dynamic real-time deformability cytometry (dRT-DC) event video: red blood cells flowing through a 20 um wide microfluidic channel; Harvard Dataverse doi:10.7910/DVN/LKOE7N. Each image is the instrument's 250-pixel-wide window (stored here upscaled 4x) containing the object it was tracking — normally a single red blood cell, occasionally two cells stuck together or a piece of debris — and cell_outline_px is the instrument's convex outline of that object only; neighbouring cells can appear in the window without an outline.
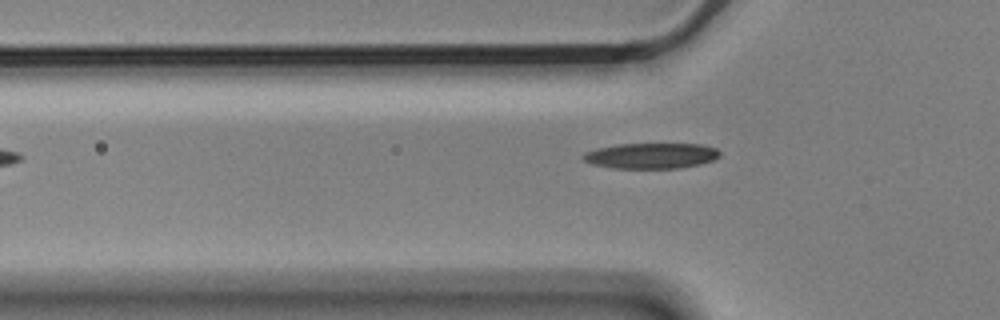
{"species": "Egyptian fruit bat (a non-hibernating species)", "species_latin": "Rousettus aegyptiacus", "temperature_condition": "cold", "stored_images_in_passage": 6, "camera_frame_rate_fps": 3000, "um_per_image_px": 0.085, "animal": {"sex": "male"}, "frame": {"image": 1, "passage_image": 6, "time_ms": 1.667, "image_size_px": [1000, 320], "cell_outline_px": [[720, 156], [712, 160], [700, 164], [676, 168], [612, 168], [592, 164], [584, 160], [580, 156], [584, 152], [596, 148], [616, 144], [704, 144], [716, 148], [720, 152]], "centroid_in_image_um": [55.32, 13.23], "position_along_channel_um": 70.5, "area_um2": 20.46}}